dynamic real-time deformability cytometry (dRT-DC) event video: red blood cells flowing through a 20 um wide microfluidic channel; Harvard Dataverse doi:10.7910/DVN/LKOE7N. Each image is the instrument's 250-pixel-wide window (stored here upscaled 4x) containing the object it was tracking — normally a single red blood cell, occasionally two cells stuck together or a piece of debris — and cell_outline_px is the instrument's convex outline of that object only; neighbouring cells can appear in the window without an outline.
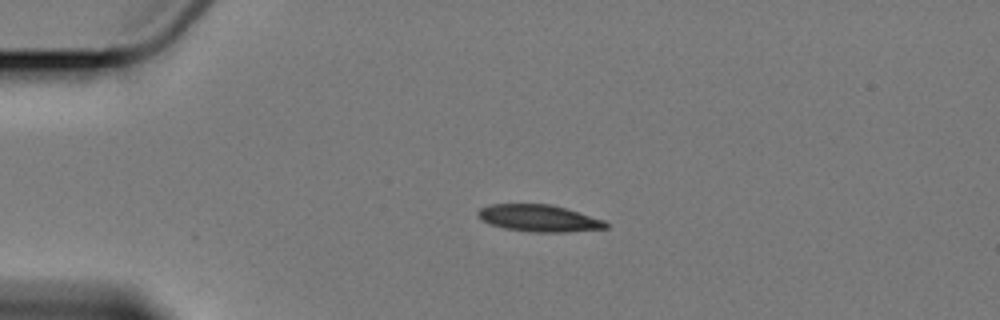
{"species": "Egyptian fruit bat (a non-hibernating species)", "species_latin": "Rousettus aegyptiacus", "temperature_condition": "cold", "stored_images_in_passage": 4, "camera_frame_rate_fps": 3000, "um_per_image_px": 0.085, "animal": {"sex": "female"}, "frame": {"image": 1, "passage_image": 3, "time_ms": 3.333, "image_size_px": [1000, 320], "cell_outline_px": [[608, 228], [564, 232], [528, 232], [504, 228], [488, 224], [476, 216], [476, 212], [480, 208], [492, 204], [548, 204], [564, 208], [604, 220], [608, 224]], "centroid_in_image_um": [45.75, 18.55], "position_along_channel_um": 39.3, "area_um2": 20.0}}